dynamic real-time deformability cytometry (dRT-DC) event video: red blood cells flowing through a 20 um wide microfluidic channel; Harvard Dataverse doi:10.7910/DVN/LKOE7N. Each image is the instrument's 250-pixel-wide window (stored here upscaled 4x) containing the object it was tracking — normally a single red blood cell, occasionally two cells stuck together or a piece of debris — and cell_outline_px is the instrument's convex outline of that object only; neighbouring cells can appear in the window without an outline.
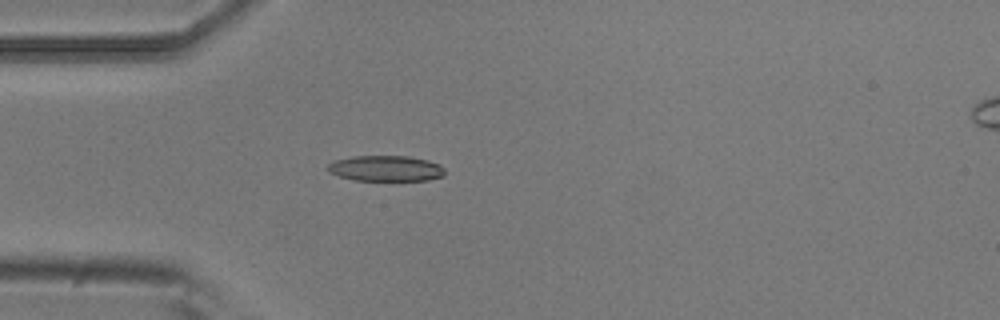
{"species": "common noctule bat (a hibernating species)", "species_latin": "Nyctalus noctula", "temperature_condition": "room temperature", "stored_images_in_passage": 5, "camera_frame_rate_fps": 3000, "um_per_image_px": 0.085, "animal": {"sex": "male", "body_mass_g": 20.5, "forearm_length_mm": 52.5}, "frame": {"image": 1, "passage_image": 5, "time_ms": 1.333, "image_size_px": [1000, 320], "cell_outline_px": [[444, 176], [428, 180], [396, 184], [352, 180], [328, 172], [324, 168], [332, 160], [352, 156], [408, 156], [428, 160], [440, 164], [444, 168]], "centroid_in_image_um": [32.78, 14.37], "position_along_channel_um": 52.2, "area_um2": 18.84}}